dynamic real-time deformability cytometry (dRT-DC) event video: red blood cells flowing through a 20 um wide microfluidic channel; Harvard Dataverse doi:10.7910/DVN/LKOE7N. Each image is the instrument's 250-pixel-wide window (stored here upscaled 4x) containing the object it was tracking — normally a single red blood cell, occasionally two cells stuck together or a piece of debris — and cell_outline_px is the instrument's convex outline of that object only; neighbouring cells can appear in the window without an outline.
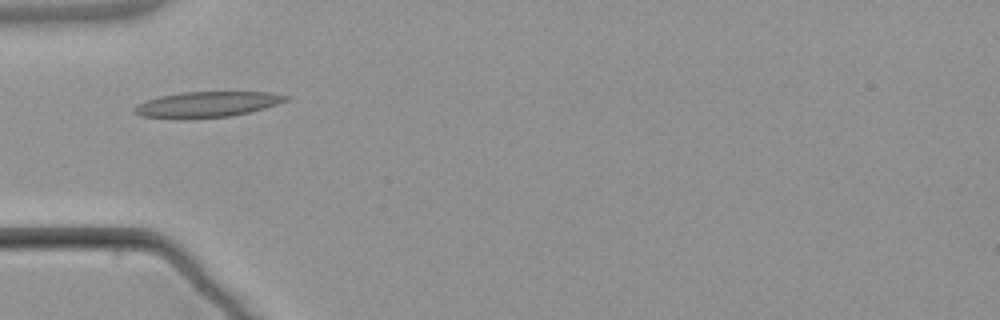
{"species": "common noctule bat (a hibernating species)", "species_latin": "Nyctalus noctula", "temperature_condition": "warm", "stored_images_in_passage": 3, "camera_frame_rate_fps": 3000, "um_per_image_px": 0.085, "animal": {"sex": "male", "body_mass_g": 21.5, "forearm_length_mm": 52.0}, "frame": {"image": 1, "passage_image": 1, "time_ms": 0.0, "image_size_px": [1000, 320], "cell_outline_px": [[288, 100], [264, 108], [232, 116], [184, 120], [140, 116], [132, 112], [132, 108], [136, 104], [144, 100], [160, 96], [184, 92], [268, 92], [288, 96]], "centroid_in_image_um": [17.49, 8.89], "position_along_channel_um": 67.5, "area_um2": 22.95}}
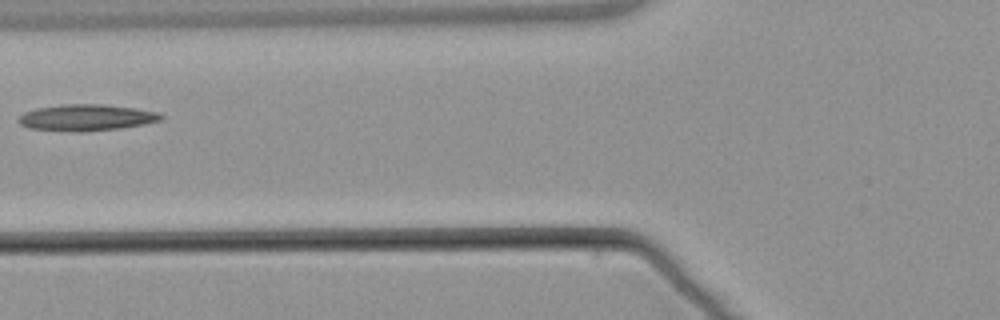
{"frame": {"image": 2, "passage_image": 2, "time_ms": 1.333, "image_size_px": [1000, 320], "cell_outline_px": [[164, 120], [144, 124], [120, 128], [28, 128], [20, 124], [16, 120], [24, 112], [36, 108], [64, 104], [100, 104], [132, 108], [160, 112], [164, 116]], "centroid_in_image_um": [7.41, 9.93], "position_along_channel_um": 118.4, "area_um2": 20.58}}
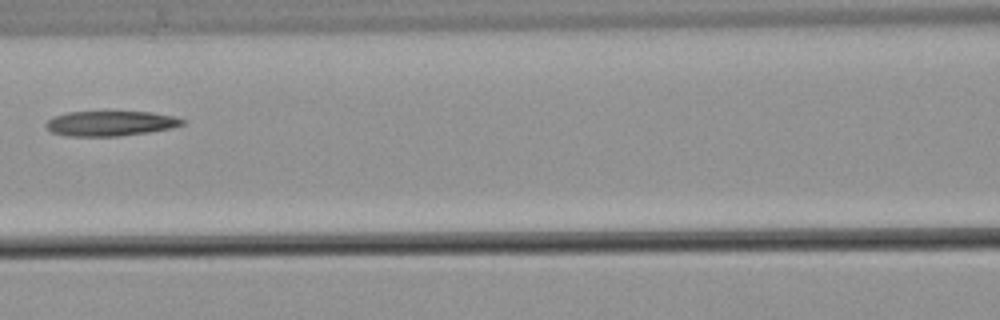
{"frame": {"image": 3, "passage_image": 3, "time_ms": 2.333, "image_size_px": [1000, 320], "cell_outline_px": [[188, 120], [184, 124], [172, 128], [148, 132], [120, 136], [68, 136], [52, 132], [44, 124], [48, 120], [56, 116], [68, 112], [152, 112], [176, 116]], "centroid_in_image_um": [9.46, 10.49], "position_along_channel_um": 157.1, "area_um2": 19.88}}